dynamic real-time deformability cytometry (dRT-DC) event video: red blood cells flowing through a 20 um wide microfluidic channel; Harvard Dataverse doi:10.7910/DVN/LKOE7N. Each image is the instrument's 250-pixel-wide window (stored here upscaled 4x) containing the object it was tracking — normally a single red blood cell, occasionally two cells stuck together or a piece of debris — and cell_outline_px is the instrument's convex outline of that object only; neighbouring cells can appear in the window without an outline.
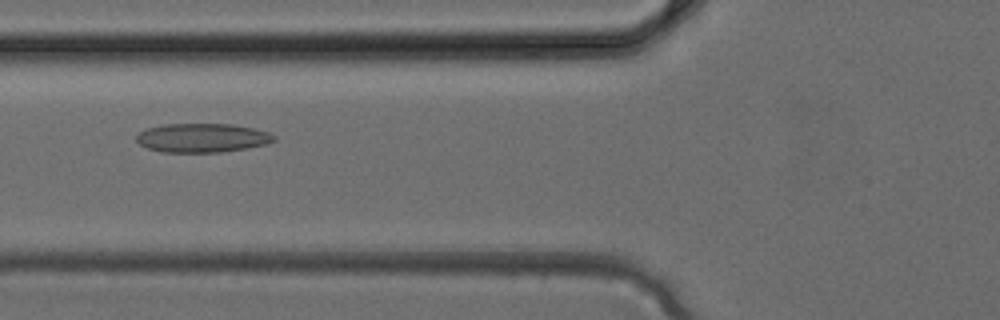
{"species": "common noctule bat (a hibernating species)", "species_latin": "Nyctalus noctula", "temperature_condition": "cold", "stored_images_in_passage": 4, "camera_frame_rate_fps": 3000, "um_per_image_px": 0.085, "animal": {"sex": "female", "body_mass_g": 24.6, "forearm_length_mm": 56.2}, "frame": {"image": 1, "passage_image": 4, "time_ms": 1.0, "image_size_px": [1000, 320], "cell_outline_px": [[276, 140], [264, 144], [244, 148], [220, 152], [160, 152], [148, 148], [140, 144], [136, 140], [136, 136], [140, 132], [148, 128], [164, 124], [232, 124], [252, 128], [268, 132], [276, 136]], "centroid_in_image_um": [17.17, 11.71], "position_along_channel_um": 108.6, "area_um2": 23.0}}